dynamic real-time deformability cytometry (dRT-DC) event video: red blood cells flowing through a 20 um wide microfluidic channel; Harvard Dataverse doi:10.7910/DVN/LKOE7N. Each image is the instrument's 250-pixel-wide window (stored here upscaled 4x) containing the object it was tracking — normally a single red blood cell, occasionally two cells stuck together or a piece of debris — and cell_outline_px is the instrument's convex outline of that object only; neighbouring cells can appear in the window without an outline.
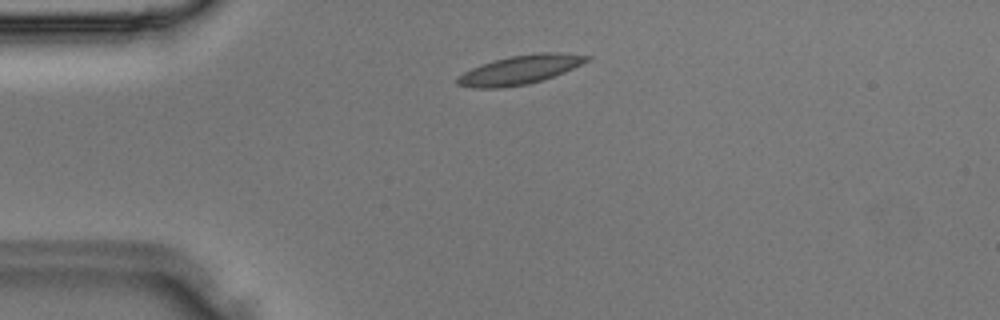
{"species": "Egyptian fruit bat (a non-hibernating species)", "species_latin": "Rousettus aegyptiacus", "temperature_condition": "room temperature", "stored_images_in_passage": 31, "camera_frame_rate_fps": 3000, "um_per_image_px": 0.085, "animal": {"sex": "male"}, "frame": {"image": 1, "passage_image": 3, "time_ms": 0.667, "image_size_px": [1000, 320], "cell_outline_px": [[592, 56], [588, 60], [564, 72], [528, 84], [500, 88], [476, 88], [456, 84], [456, 80], [464, 72], [480, 64], [512, 56], [540, 52], [556, 52]], "centroid_in_image_um": [44.18, 5.93], "position_along_channel_um": 40.8, "area_um2": 21.39}}
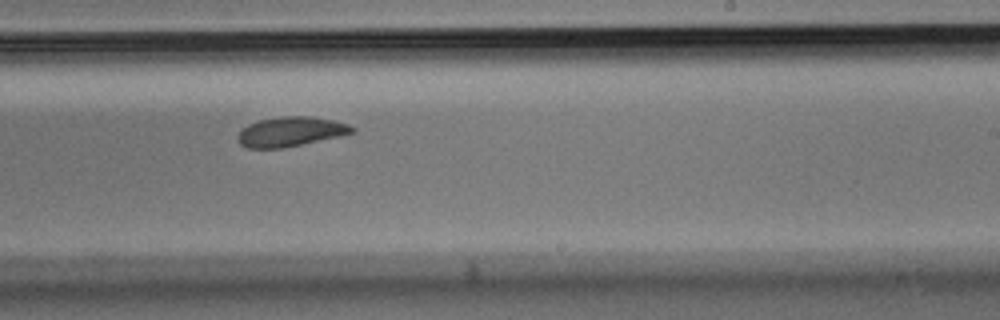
{"frame": {"image": 2, "passage_image": 17, "time_ms": 5.333, "image_size_px": [1000, 320], "cell_outline_px": [[356, 132], [340, 136], [280, 148], [248, 148], [240, 144], [236, 136], [248, 124], [260, 120], [280, 116], [312, 116], [332, 120], [348, 124], [356, 128]], "centroid_in_image_um": [24.72, 11.18], "position_along_channel_um": 264.3, "area_um2": 19.59}}
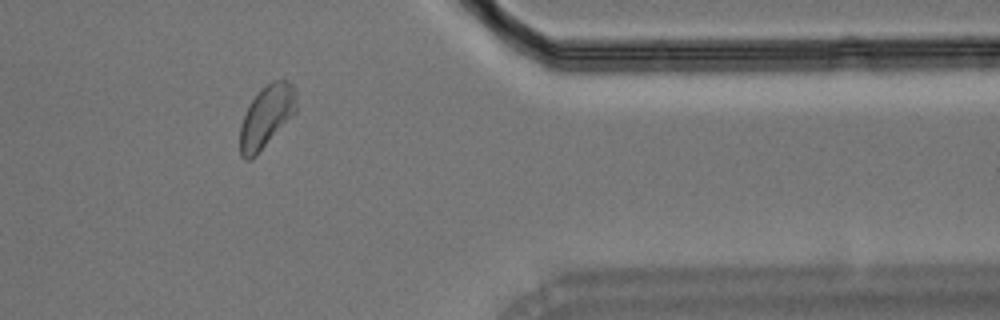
{"frame": {"image": 3, "passage_image": 25, "time_ms": 8.0, "image_size_px": [1000, 320], "cell_outline_px": [[296, 112], [256, 156], [252, 160], [244, 160], [240, 156], [240, 124], [248, 104], [272, 80], [284, 80], [292, 84], [296, 92]], "centroid_in_image_um": [22.63, 9.95], "position_along_channel_um": 388.8, "area_um2": 20.35}}